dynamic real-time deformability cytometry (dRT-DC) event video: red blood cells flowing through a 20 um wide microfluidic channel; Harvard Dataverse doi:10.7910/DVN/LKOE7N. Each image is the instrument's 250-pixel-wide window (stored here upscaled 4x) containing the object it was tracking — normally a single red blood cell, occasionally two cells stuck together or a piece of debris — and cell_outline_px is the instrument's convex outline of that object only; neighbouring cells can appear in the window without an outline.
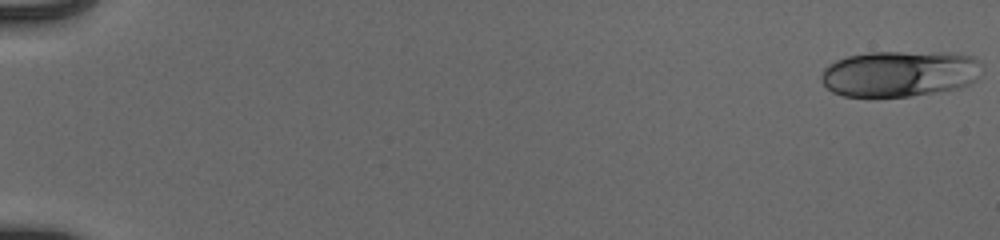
{"species": "human", "species_latin": "Homo sapiens", "temperature_condition": "cold", "stored_images_in_passage": 53, "camera_frame_rate_fps": 3000, "um_per_image_px": 0.085, "donor": {"sex": "male"}, "frame": {"image": 1, "passage_image": 1, "time_ms": 0.0, "image_size_px": [1000, 240], "cell_outline_px": [[984, 72], [976, 80], [968, 84], [956, 88], [908, 96], [844, 96], [832, 92], [820, 80], [820, 76], [824, 68], [828, 64], [836, 60], [848, 56], [868, 52], [952, 52], [976, 56], [984, 64]], "centroid_in_image_um": [76.53, 6.23], "position_along_channel_um": 8.5, "area_um2": 43.7}}
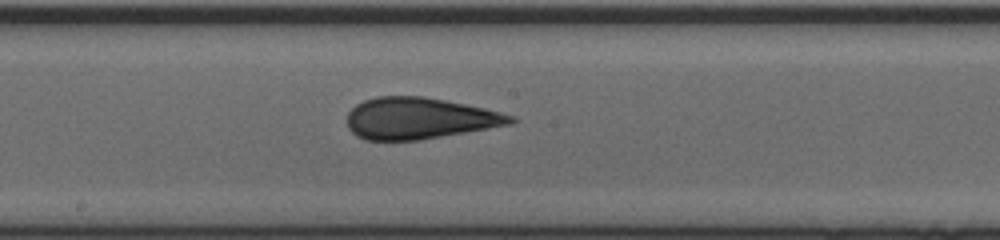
{"frame": {"image": 2, "passage_image": 31, "time_ms": 10.0, "image_size_px": [1000, 240], "cell_outline_px": [[516, 120], [512, 124], [420, 140], [364, 140], [356, 136], [348, 128], [348, 112], [356, 104], [364, 100], [376, 96], [424, 96], [484, 108], [516, 116]], "centroid_in_image_um": [35.63, 10.06], "position_along_channel_um": 212.6, "area_um2": 39.48}}
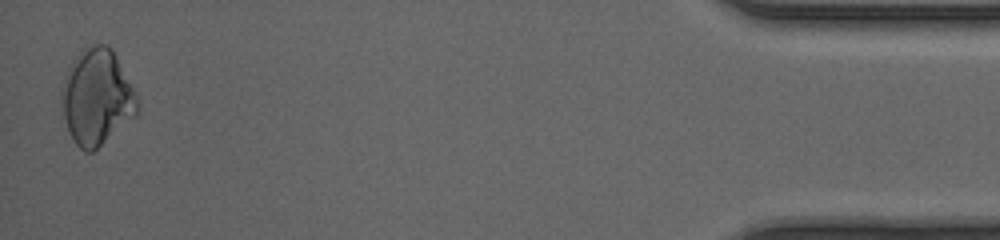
{"frame": {"image": 3, "passage_image": 53, "time_ms": 17.333, "image_size_px": [1000, 240], "cell_outline_px": [[140, 112], [136, 116], [92, 152], [84, 152], [72, 140], [68, 132], [60, 100], [60, 88], [68, 64], [84, 48], [96, 44], [108, 44], [112, 48], [136, 92], [140, 108]], "centroid_in_image_um": [8.22, 8.25], "position_along_channel_um": 427.0, "area_um2": 42.95}, "authors_computed_cell_mechanics": {"area_um2": 39.593, "velocity_mm_per_s": 3.9697, "shape_relaxation_time_tau1_ms": 7.7384, "shape_relaxation_time_tau2_ms": 1.1688, "deformation_change_tau1": 0.1612, "deformation_change_tau2": 0.0694}}